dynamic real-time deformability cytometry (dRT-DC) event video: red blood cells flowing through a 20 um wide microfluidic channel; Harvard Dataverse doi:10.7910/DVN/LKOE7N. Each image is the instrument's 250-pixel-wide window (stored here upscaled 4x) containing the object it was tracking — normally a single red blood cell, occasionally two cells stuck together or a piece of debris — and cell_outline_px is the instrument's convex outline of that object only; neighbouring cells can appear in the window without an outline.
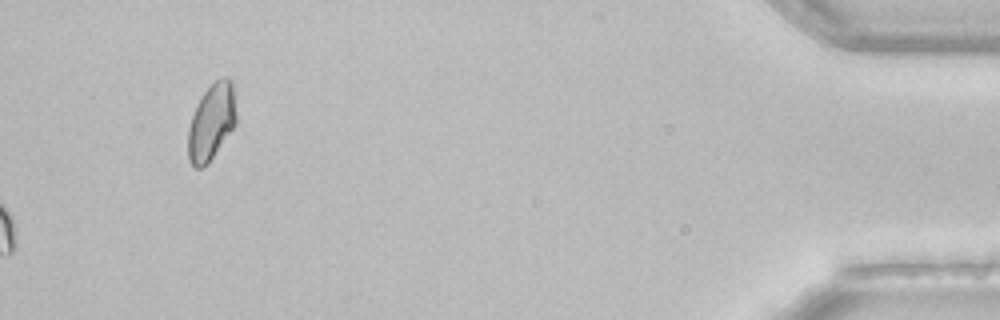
{"species": "common noctule bat (a hibernating species)", "species_latin": "Nyctalus noctula", "temperature_condition": "room temperature", "stored_images_in_passage": 44, "camera_frame_rate_fps": 3000, "um_per_image_px": 0.085, "animal": {"sex": "female", "body_mass_g": 22.7, "forearm_length_mm": 54.2}, "frame": {"image": 1, "passage_image": 44, "time_ms": 14.333, "image_size_px": [1000, 320], "cell_outline_px": [[236, 124], [208, 164], [200, 168], [192, 168], [188, 160], [188, 128], [192, 116], [204, 92], [216, 80], [224, 76], [228, 76], [232, 80], [236, 112]], "centroid_in_image_um": [17.98, 10.4], "position_along_channel_um": 417.2, "area_um2": 21.44}}